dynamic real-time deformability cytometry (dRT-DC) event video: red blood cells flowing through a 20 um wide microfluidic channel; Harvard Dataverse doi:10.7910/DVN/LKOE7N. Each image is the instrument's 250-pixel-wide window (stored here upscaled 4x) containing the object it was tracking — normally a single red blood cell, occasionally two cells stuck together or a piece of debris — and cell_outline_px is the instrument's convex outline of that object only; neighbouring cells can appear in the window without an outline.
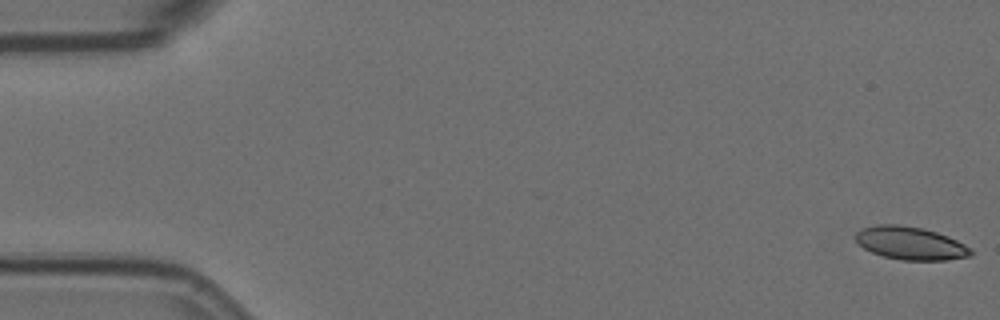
{"species": "Egyptian fruit bat (a non-hibernating species)", "species_latin": "Rousettus aegyptiacus", "temperature_condition": "room temperature", "stored_images_in_passage": 7, "camera_frame_rate_fps": 3000, "um_per_image_px": 0.085, "animal": {"sex": "female"}, "frame": {"image": 1, "passage_image": 1, "time_ms": 0.0, "image_size_px": [1000, 320], "cell_outline_px": [[972, 256], [948, 260], [900, 260], [884, 256], [872, 252], [864, 248], [856, 240], [856, 232], [860, 228], [876, 224], [900, 224], [924, 228], [948, 236], [972, 248]], "centroid_in_image_um": [77.4, 20.66], "position_along_channel_um": 7.6, "area_um2": 22.31}}
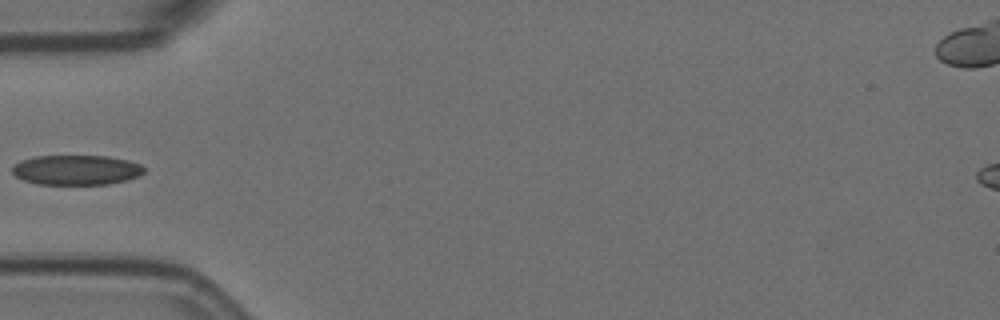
{"frame": {"image": 2, "passage_image": 6, "time_ms": 1.667, "image_size_px": [1000, 320], "cell_outline_px": [[144, 172], [140, 176], [108, 184], [36, 184], [24, 180], [16, 176], [12, 172], [12, 168], [20, 160], [36, 156], [108, 156], [128, 160], [140, 164], [144, 168]], "centroid_in_image_um": [6.49, 14.44], "position_along_channel_um": 78.5, "area_um2": 22.89}}
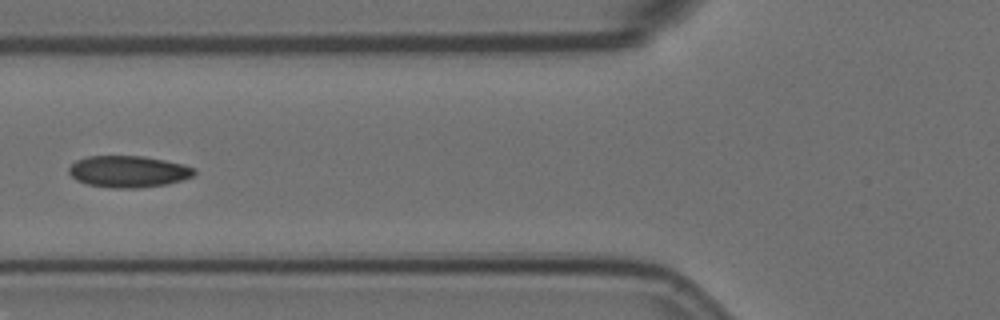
{"frame": {"image": 3, "passage_image": 7, "time_ms": 2.0, "image_size_px": [1000, 320], "cell_outline_px": [[196, 172], [192, 176], [168, 184], [140, 188], [112, 188], [88, 184], [76, 180], [68, 172], [68, 168], [76, 160], [88, 156], [144, 156], [184, 164], [196, 168]], "centroid_in_image_um": [10.92, 14.58], "position_along_channel_um": 114.9, "area_um2": 23.18}}